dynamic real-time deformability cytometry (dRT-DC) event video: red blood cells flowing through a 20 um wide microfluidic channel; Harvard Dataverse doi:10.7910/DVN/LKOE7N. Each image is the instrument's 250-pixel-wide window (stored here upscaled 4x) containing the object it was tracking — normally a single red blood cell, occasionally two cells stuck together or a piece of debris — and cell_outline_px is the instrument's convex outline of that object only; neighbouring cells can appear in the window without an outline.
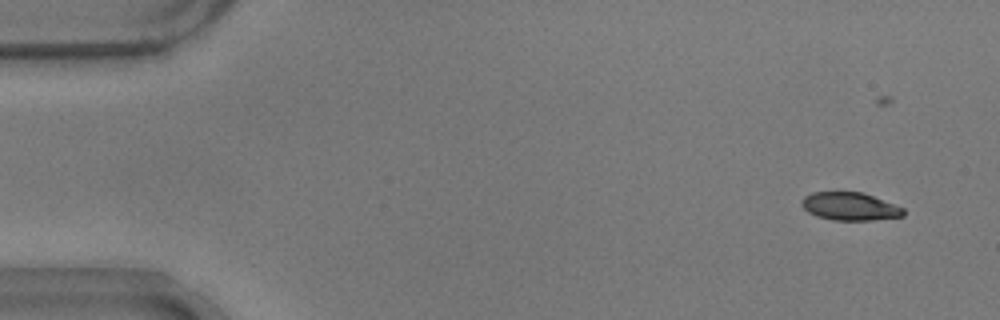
{"species": "common noctule bat (a hibernating species)", "species_latin": "Nyctalus noctula", "temperature_condition": "warm", "stored_images_in_passage": 36, "camera_frame_rate_fps": 3000, "um_per_image_px": 0.085, "animal": {"sex": "male", "body_mass_g": 17.9}, "frame": {"image": 1, "passage_image": 3, "time_ms": 0.667, "image_size_px": [1000, 320], "cell_outline_px": [[904, 216], [872, 220], [832, 220], [816, 216], [808, 212], [800, 204], [800, 200], [804, 196], [812, 192], [864, 192], [904, 208]], "centroid_in_image_um": [72.22, 17.54], "position_along_channel_um": 12.8, "area_um2": 16.7}}
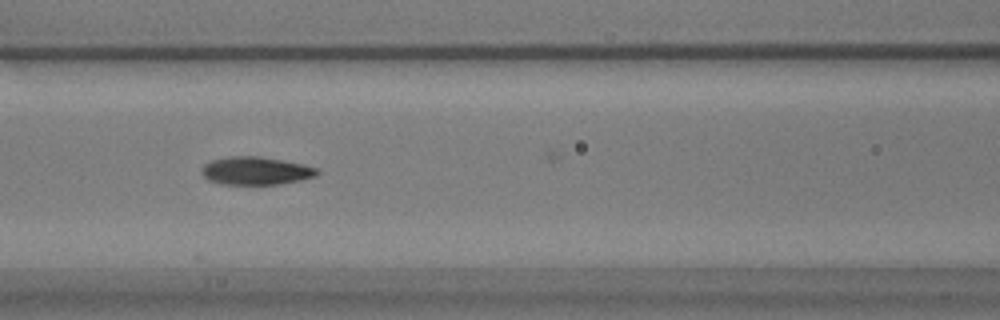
{"frame": {"image": 2, "passage_image": 23, "time_ms": 7.333, "image_size_px": [1000, 320], "cell_outline_px": [[320, 172], [316, 176], [300, 180], [276, 184], [224, 184], [208, 180], [200, 172], [200, 168], [204, 164], [212, 160], [228, 156], [260, 156], [284, 160], [304, 164], [320, 168]], "centroid_in_image_um": [21.76, 14.5], "position_along_channel_um": 144.8, "area_um2": 19.02}}
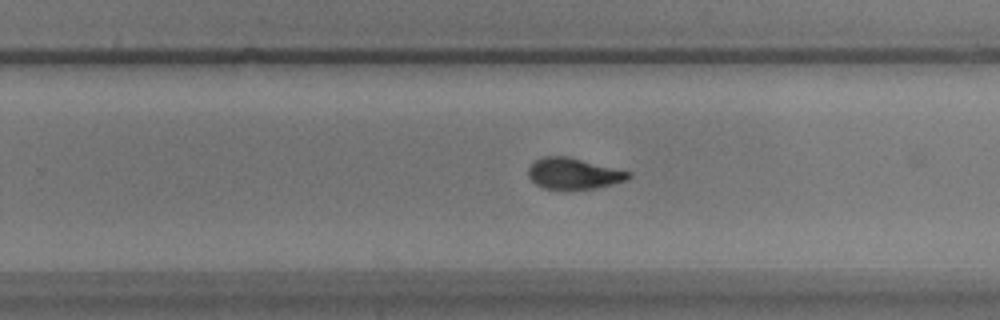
{"frame": {"image": 3, "passage_image": 34, "time_ms": 11.0, "image_size_px": [1000, 320], "cell_outline_px": [[632, 176], [628, 180], [612, 184], [592, 188], [544, 188], [536, 184], [528, 176], [528, 168], [536, 160], [544, 156], [568, 156], [632, 172]], "centroid_in_image_um": [48.78, 14.73], "position_along_channel_um": 281.0, "area_um2": 17.92}}